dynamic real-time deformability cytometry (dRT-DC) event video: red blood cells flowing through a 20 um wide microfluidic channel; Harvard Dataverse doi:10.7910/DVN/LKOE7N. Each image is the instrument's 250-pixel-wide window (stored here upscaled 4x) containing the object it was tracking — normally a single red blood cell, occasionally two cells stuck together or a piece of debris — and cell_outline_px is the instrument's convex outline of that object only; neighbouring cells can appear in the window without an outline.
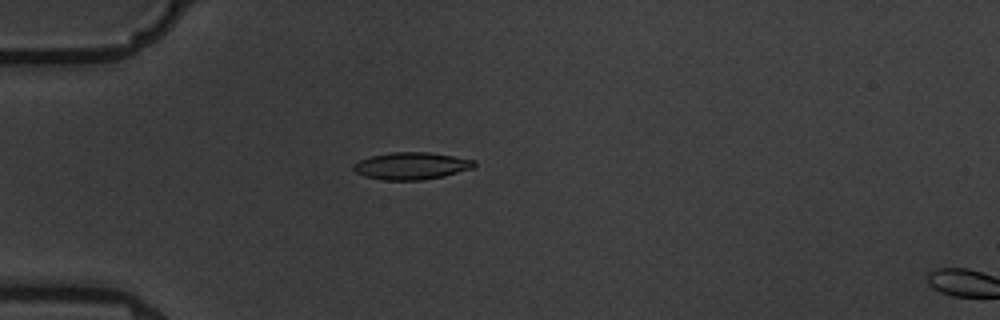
{"species": "common noctule bat (a hibernating species)", "species_latin": "Nyctalus noctula", "temperature_condition": "warm", "stored_images_in_passage": 6, "camera_frame_rate_fps": 3000, "um_per_image_px": 0.085, "animal": {"sex": "male", "body_mass_g": 19.5, "forearm_length_mm": 54.6}, "frame": {"image": 1, "passage_image": 5, "time_ms": 4.667, "image_size_px": [1000, 320], "cell_outline_px": [[476, 164], [472, 168], [444, 176], [420, 180], [384, 180], [364, 176], [356, 172], [352, 168], [352, 164], [360, 160], [372, 156], [392, 152], [428, 152], [476, 160]], "centroid_in_image_um": [34.95, 14.1], "position_along_channel_um": 50.0, "area_um2": 19.02}}